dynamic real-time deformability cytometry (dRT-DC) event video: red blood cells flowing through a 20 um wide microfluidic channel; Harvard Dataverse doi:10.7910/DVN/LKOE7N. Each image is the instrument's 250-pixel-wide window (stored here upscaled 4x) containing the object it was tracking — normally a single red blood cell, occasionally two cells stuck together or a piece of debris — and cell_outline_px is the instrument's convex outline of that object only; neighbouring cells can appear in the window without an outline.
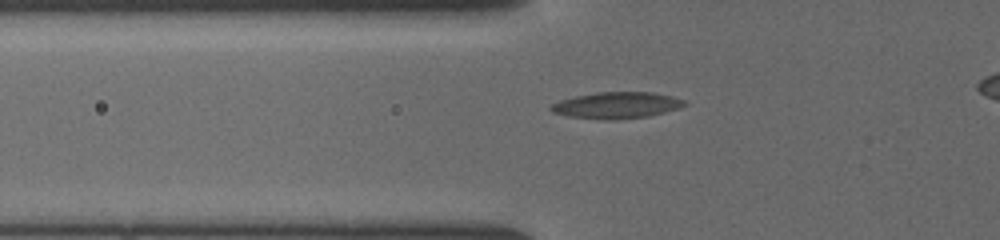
{"species": "common noctule bat (a hibernating species)", "species_latin": "Nyctalus noctula", "temperature_condition": "cold", "stored_images_in_passage": 48, "camera_frame_rate_fps": 3000, "um_per_image_px": 0.085, "animal": {"sex": "female", "body_mass_g": 19.5, "forearm_length_mm": 54.1}, "frame": {"image": 1, "passage_image": 20, "time_ms": 6.333, "image_size_px": [1000, 240], "cell_outline_px": [[688, 104], [680, 108], [648, 116], [616, 120], [608, 120], [568, 116], [552, 112], [548, 108], [552, 104], [560, 100], [576, 96], [596, 92], [652, 92], [672, 96], [684, 100]], "centroid_in_image_um": [52.42, 8.95], "position_along_channel_um": 73.4, "area_um2": 20.58}}
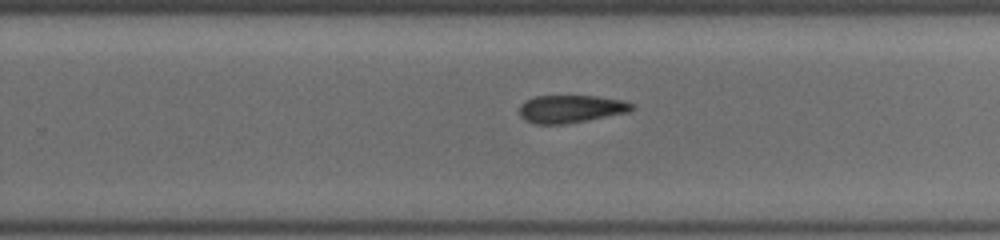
{"frame": {"image": 2, "passage_image": 35, "time_ms": 11.333, "image_size_px": [1000, 240], "cell_outline_px": [[636, 108], [628, 112], [564, 124], [532, 124], [524, 120], [520, 116], [520, 104], [524, 100], [536, 96], [596, 96], [624, 100], [636, 104]], "centroid_in_image_um": [48.52, 9.25], "position_along_channel_um": 281.3, "area_um2": 18.32}}
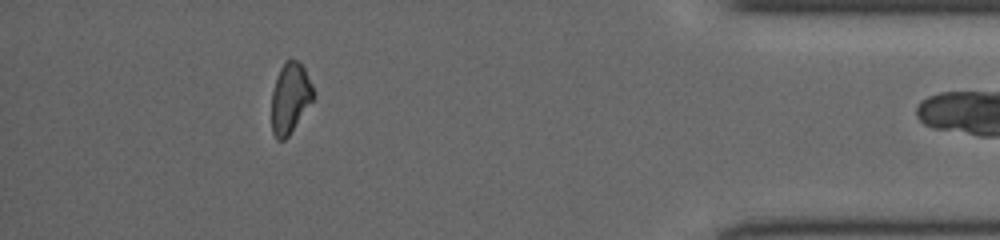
{"frame": {"image": 3, "passage_image": 47, "time_ms": 15.333, "image_size_px": [1000, 240], "cell_outline_px": [[316, 96], [288, 136], [284, 140], [276, 140], [272, 132], [272, 92], [280, 68], [288, 56], [300, 60], [312, 84]], "centroid_in_image_um": [24.68, 8.29], "position_along_channel_um": 410.5, "area_um2": 17.4}}